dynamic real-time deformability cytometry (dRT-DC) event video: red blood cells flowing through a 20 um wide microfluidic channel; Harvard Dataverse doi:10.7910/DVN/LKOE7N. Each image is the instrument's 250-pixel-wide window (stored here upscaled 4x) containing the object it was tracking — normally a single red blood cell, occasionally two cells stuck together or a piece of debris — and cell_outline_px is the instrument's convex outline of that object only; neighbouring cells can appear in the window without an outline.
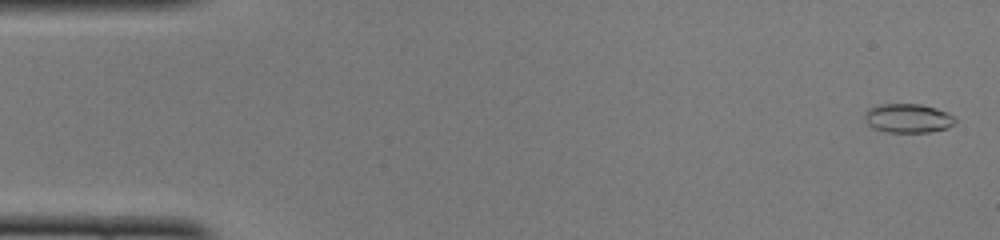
{"species": "common noctule bat (a hibernating species)", "species_latin": "Nyctalus noctula", "temperature_condition": "cold", "stored_images_in_passage": 49, "camera_frame_rate_fps": 3000, "um_per_image_px": 0.085, "animal": {"sex": "female", "body_mass_g": 22.0, "forearm_length_mm": 56.7}, "frame": {"image": 1, "passage_image": 2, "time_ms": 0.333, "image_size_px": [1000, 240], "cell_outline_px": [[956, 124], [948, 128], [932, 132], [888, 132], [872, 128], [868, 124], [864, 116], [864, 112], [868, 108], [880, 104], [920, 104], [936, 108], [948, 112], [956, 116]], "centroid_in_image_um": [77.22, 10.05], "position_along_channel_um": 7.8, "area_um2": 15.61}}
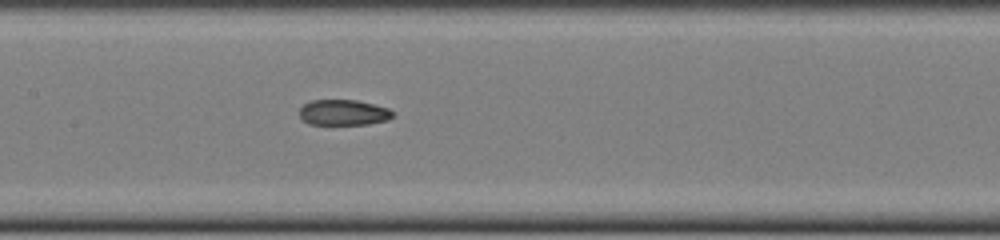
{"frame": {"image": 2, "passage_image": 24, "time_ms": 7.667, "image_size_px": [1000, 240], "cell_outline_px": [[396, 112], [388, 120], [368, 124], [308, 124], [300, 116], [300, 108], [304, 104], [312, 100], [356, 100], [388, 108]], "centroid_in_image_um": [29.21, 9.56], "position_along_channel_um": 178.2, "area_um2": 13.87}}
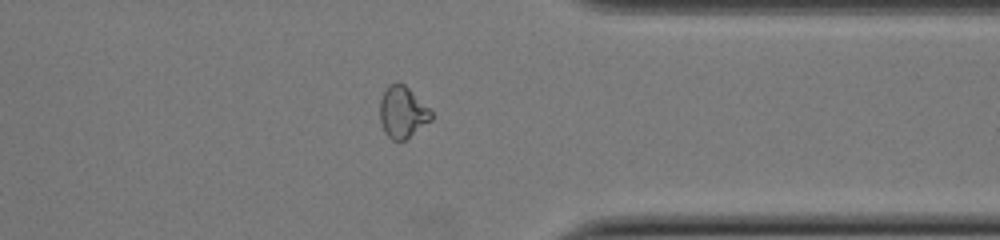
{"frame": {"image": 3, "passage_image": 39, "time_ms": 12.667, "image_size_px": [1000, 240], "cell_outline_px": [[432, 120], [404, 140], [392, 140], [384, 132], [380, 120], [380, 100], [384, 88], [388, 84], [396, 80], [404, 84], [432, 112]], "centroid_in_image_um": [34.18, 9.5], "position_along_channel_um": 377.2, "area_um2": 15.43}, "authors_computed_cell_mechanics": {"area_um2": 15.2592, "velocity_mm_per_s": 4.1022, "shape_relaxation_time_tau1_ms": null, "shape_relaxation_time_tau2_ms": 2.8769, "deformation_change_tau1": null, "deformation_change_tau2": 0.0537}}